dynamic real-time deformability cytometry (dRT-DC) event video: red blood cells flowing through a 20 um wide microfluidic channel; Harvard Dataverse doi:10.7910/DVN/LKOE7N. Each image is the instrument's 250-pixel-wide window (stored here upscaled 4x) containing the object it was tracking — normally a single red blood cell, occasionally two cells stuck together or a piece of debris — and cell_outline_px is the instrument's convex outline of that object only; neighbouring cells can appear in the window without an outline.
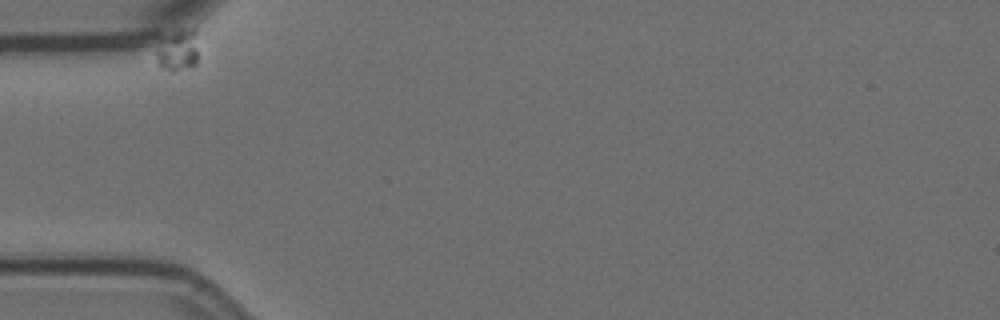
{"species": "Egyptian fruit bat (a non-hibernating species)", "species_latin": "Rousettus aegyptiacus", "temperature_condition": "room temperature", "stored_images_in_passage": 50, "camera_frame_rate_fps": 3000, "um_per_image_px": 0.085, "animal": {"sex": "female"}, "frame": {"image": 1, "passage_image": 1, "time_ms": 0.0, "image_size_px": [1000, 320], "cell_outline_px": [[196, 64], [188, 68], [172, 72], [160, 68], [156, 56], [156, 52], [168, 36], [172, 32], [180, 28], [196, 28]], "centroid_in_image_um": [15.15, 4.29], "position_along_channel_um": 69.9, "area_um2": 10.0}}
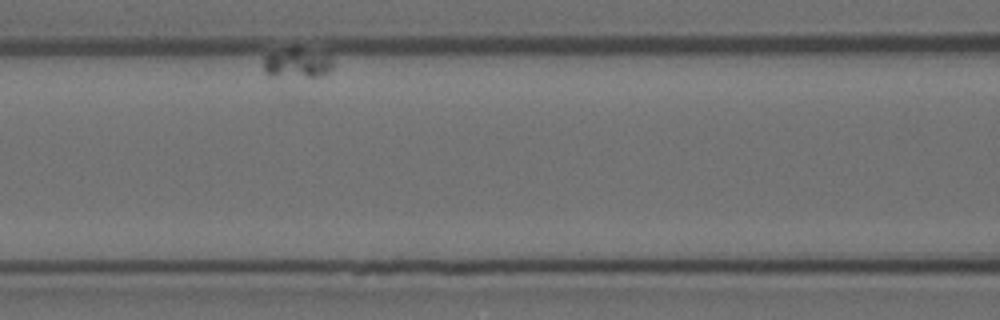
{"frame": {"image": 2, "passage_image": 15, "time_ms": 4.667, "image_size_px": [1000, 320], "cell_outline_px": [[332, 68], [328, 72], [320, 76], [272, 76], [264, 72], [264, 56], [288, 48], [300, 48], [328, 56], [332, 60]], "centroid_in_image_um": [25.23, 5.38], "position_along_channel_um": 141.4, "area_um2": 11.56}}
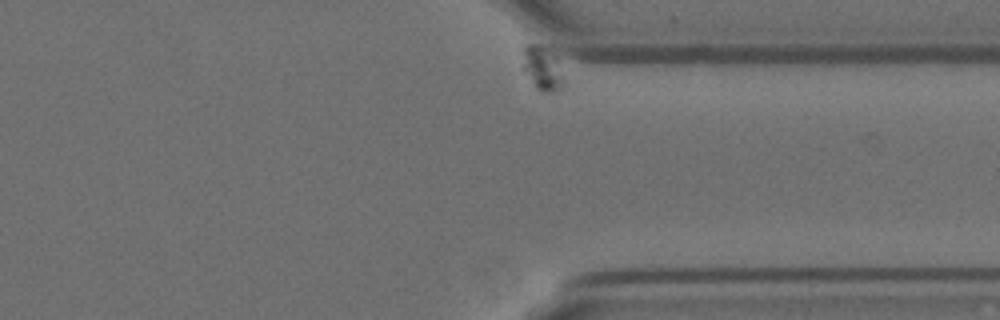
{"frame": {"image": 3, "passage_image": 50, "time_ms": 16.333, "image_size_px": [1000, 320], "cell_outline_px": [[564, 84], [548, 92], [536, 88], [520, 68], [524, 44], [540, 44], [548, 48], [556, 56], [564, 80]], "centroid_in_image_um": [46.02, 5.73], "position_along_channel_um": 365.4, "area_um2": 10.69}}